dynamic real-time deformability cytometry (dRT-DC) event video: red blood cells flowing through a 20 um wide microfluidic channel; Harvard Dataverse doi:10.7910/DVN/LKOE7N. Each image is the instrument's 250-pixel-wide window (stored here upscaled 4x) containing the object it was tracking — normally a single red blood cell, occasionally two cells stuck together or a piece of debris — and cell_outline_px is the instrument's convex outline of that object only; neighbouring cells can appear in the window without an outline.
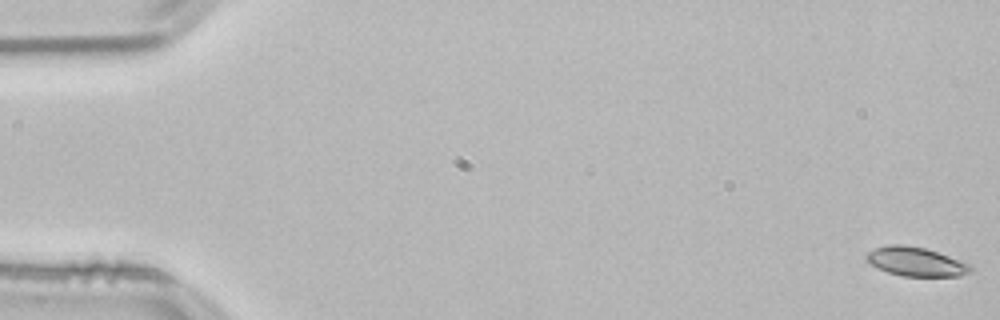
{"species": "common noctule bat (a hibernating species)", "species_latin": "Nyctalus noctula", "temperature_condition": "room temperature", "stored_images_in_passage": 54, "camera_frame_rate_fps": 3000, "um_per_image_px": 0.085, "animal": {"sex": "male", "body_mass_g": 21.5, "forearm_length_mm": 52.0}, "frame": {"image": 1, "passage_image": 1, "time_ms": 0.0, "image_size_px": [1000, 320], "cell_outline_px": [[972, 272], [956, 276], [904, 276], [888, 272], [864, 260], [864, 256], [868, 252], [876, 248], [892, 244], [904, 244], [924, 248], [964, 260], [972, 264]], "centroid_in_image_um": [77.9, 22.23], "position_along_channel_um": 7.1, "area_um2": 17.69}}
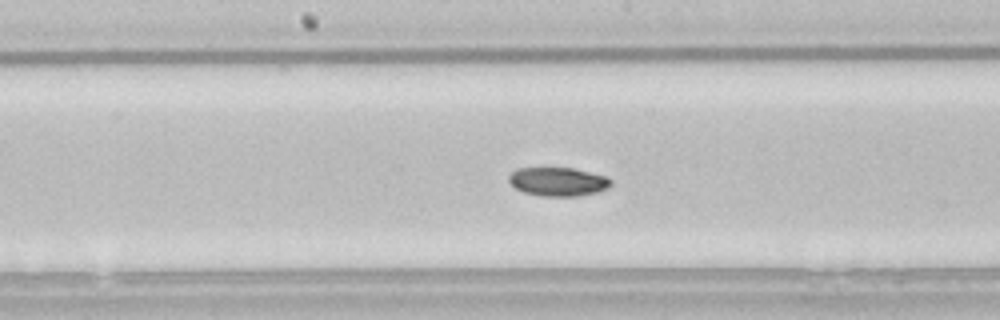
{"frame": {"image": 2, "passage_image": 28, "time_ms": 9.0, "image_size_px": [1000, 320], "cell_outline_px": [[612, 184], [608, 188], [596, 192], [576, 196], [540, 196], [524, 192], [516, 188], [508, 180], [508, 176], [516, 168], [572, 168], [604, 176], [612, 180]], "centroid_in_image_um": [47.41, 15.44], "position_along_channel_um": 200.8, "area_um2": 16.94}}
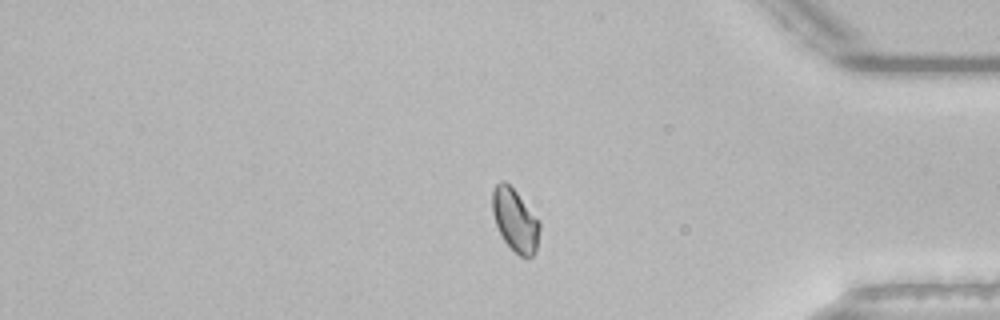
{"frame": {"image": 3, "passage_image": 45, "time_ms": 14.667, "image_size_px": [1000, 320], "cell_outline_px": [[540, 228], [536, 252], [528, 260], [520, 256], [504, 240], [496, 224], [492, 212], [492, 188], [500, 180], [504, 180], [516, 192], [540, 220]], "centroid_in_image_um": [43.8, 18.72], "position_along_channel_um": 391.4, "area_um2": 17.34}, "authors_computed_cell_mechanics": {"area_um2": 17.5134, "velocity_mm_per_s": 3.8035, "shape_relaxation_time_tau1_ms": 4.9157, "shape_relaxation_time_tau2_ms": null, "deformation_change_tau1": 0.1137, "deformation_change_tau2": null}}